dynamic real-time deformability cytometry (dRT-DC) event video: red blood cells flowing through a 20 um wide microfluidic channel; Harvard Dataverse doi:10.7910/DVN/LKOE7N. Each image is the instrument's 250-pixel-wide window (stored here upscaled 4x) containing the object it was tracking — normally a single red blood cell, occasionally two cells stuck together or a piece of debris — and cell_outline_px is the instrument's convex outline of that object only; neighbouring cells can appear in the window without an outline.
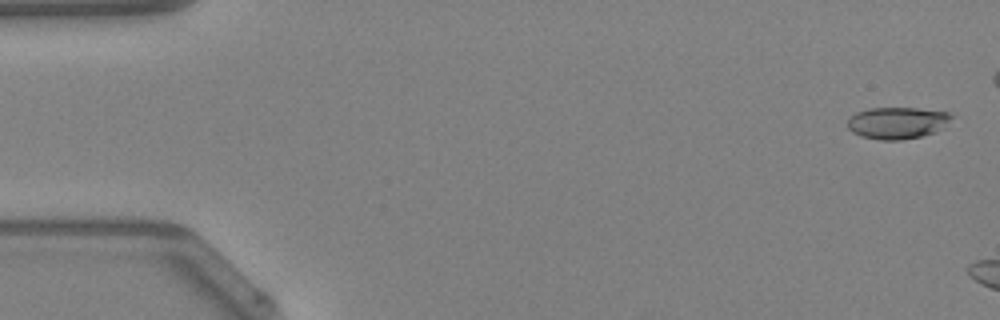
{"species": "Egyptian fruit bat (a non-hibernating species)", "species_latin": "Rousettus aegyptiacus", "temperature_condition": "warm", "stored_images_in_passage": 10, "camera_frame_rate_fps": 3000, "um_per_image_px": 0.085, "animal": {"sex": "female"}, "frame": {"image": 1, "passage_image": 2, "time_ms": 0.333, "image_size_px": [1000, 320], "cell_outline_px": [[952, 116], [936, 132], [920, 136], [900, 140], [880, 140], [860, 136], [852, 132], [848, 128], [848, 116], [856, 112], [868, 108], [916, 108], [948, 112]], "centroid_in_image_um": [76.19, 10.44], "position_along_channel_um": 8.8, "area_um2": 19.13}}